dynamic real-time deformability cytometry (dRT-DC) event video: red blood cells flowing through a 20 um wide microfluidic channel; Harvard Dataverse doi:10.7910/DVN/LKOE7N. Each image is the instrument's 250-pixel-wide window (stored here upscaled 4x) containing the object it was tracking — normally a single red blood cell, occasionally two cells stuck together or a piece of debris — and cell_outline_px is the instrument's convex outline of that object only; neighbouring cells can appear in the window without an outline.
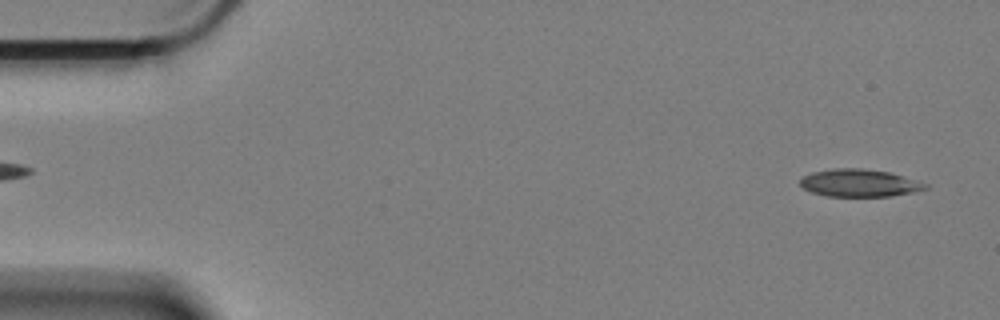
{"species": "Egyptian fruit bat (a non-hibernating species)", "species_latin": "Rousettus aegyptiacus", "temperature_condition": "cold", "stored_images_in_passage": 28, "camera_frame_rate_fps": 3000, "um_per_image_px": 0.085, "animal": {"sex": "female"}, "frame": {"image": 1, "passage_image": 2, "time_ms": 0.333, "image_size_px": [1000, 320], "cell_outline_px": [[928, 188], [912, 192], [892, 196], [828, 196], [812, 192], [804, 188], [800, 184], [800, 180], [804, 176], [812, 172], [836, 168], [860, 168], [888, 172], [928, 184]], "centroid_in_image_um": [73.03, 15.55], "position_along_channel_um": 12.0, "area_um2": 19.77}}
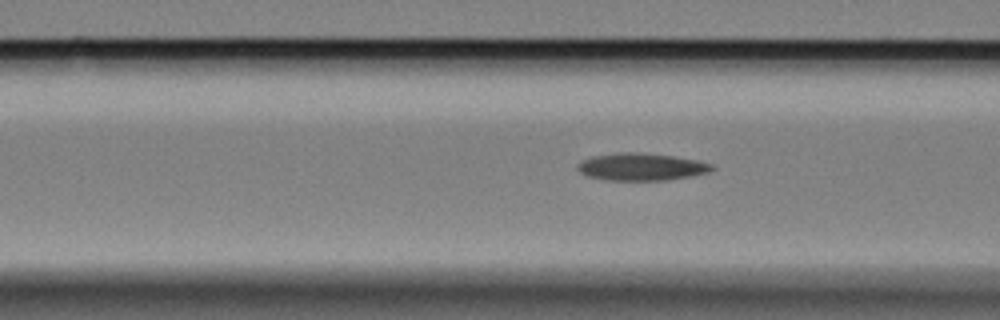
{"frame": {"image": 2, "passage_image": 21, "time_ms": 6.667, "image_size_px": [1000, 320], "cell_outline_px": [[716, 168], [708, 172], [688, 176], [664, 180], [608, 180], [588, 176], [580, 172], [576, 168], [584, 160], [592, 156], [620, 152], [636, 152], [672, 156], [696, 160], [712, 164]], "centroid_in_image_um": [54.51, 14.18], "position_along_channel_um": 112.1, "area_um2": 21.04}}
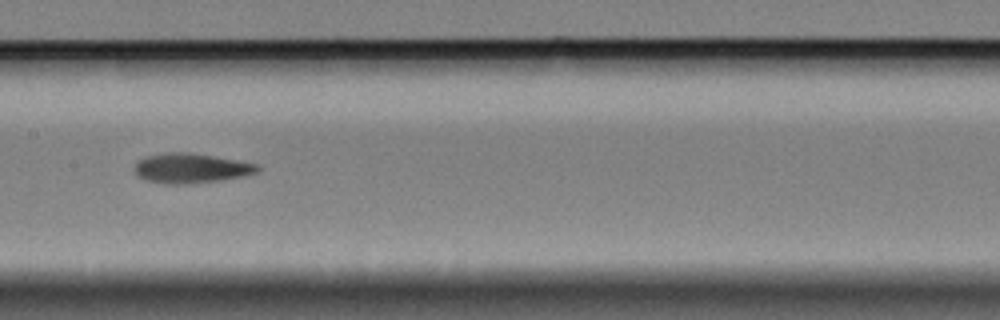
{"frame": {"image": 3, "passage_image": 28, "time_ms": 9.0, "image_size_px": [1000, 320], "cell_outline_px": [[260, 172], [220, 180], [188, 184], [168, 184], [148, 180], [140, 176], [136, 172], [136, 164], [140, 160], [148, 156], [172, 152], [188, 152], [236, 160], [256, 164], [260, 168]], "centroid_in_image_um": [16.27, 14.3], "position_along_channel_um": 191.1, "area_um2": 20.75}}